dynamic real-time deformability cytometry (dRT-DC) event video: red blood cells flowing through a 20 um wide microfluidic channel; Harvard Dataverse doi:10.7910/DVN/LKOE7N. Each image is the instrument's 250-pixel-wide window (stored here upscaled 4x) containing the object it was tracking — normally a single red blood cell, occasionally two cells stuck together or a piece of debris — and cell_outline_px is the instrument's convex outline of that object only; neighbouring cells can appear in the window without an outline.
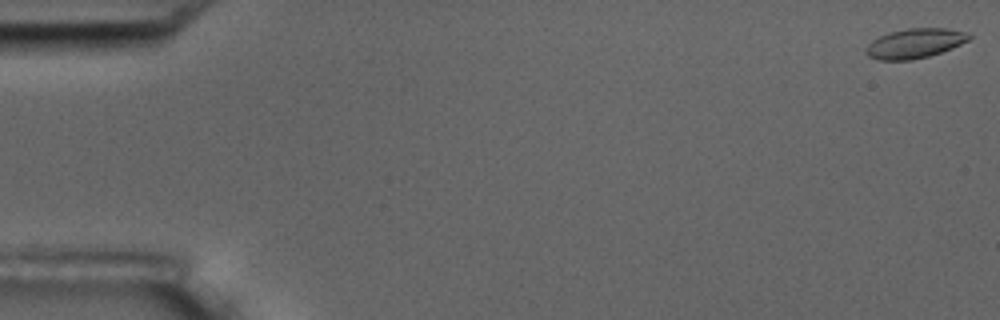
{"species": "common noctule bat (a hibernating species)", "species_latin": "Nyctalus noctula", "temperature_condition": "room temperature", "stored_images_in_passage": 5, "camera_frame_rate_fps": 3000, "um_per_image_px": 0.085, "animal": {"sex": "male", "body_mass_g": 17.5, "forearm_length_mm": 52.3}, "frame": {"image": 1, "passage_image": 1, "time_ms": 0.0, "image_size_px": [1000, 320], "cell_outline_px": [[972, 36], [968, 40], [952, 48], [928, 56], [912, 60], [880, 60], [868, 56], [864, 52], [864, 48], [872, 40], [888, 32], [908, 28], [944, 28], [964, 32]], "centroid_in_image_um": [77.7, 3.69], "position_along_channel_um": 7.3, "area_um2": 17.74}}
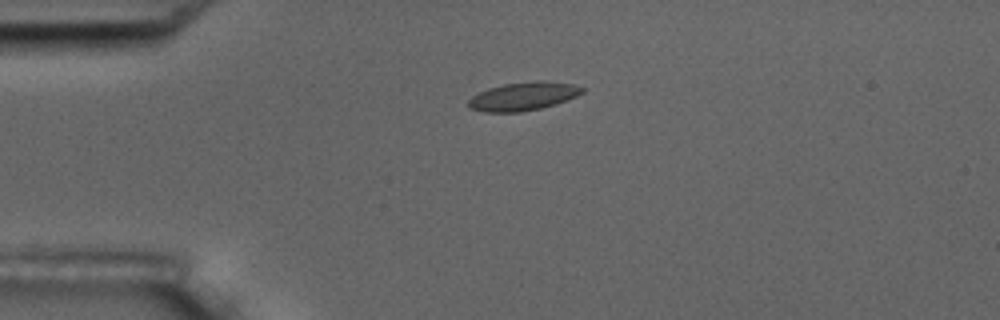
{"frame": {"image": 2, "passage_image": 4, "time_ms": 4.333, "image_size_px": [1000, 320], "cell_outline_px": [[584, 92], [576, 96], [556, 104], [540, 108], [520, 112], [484, 112], [468, 108], [468, 100], [472, 96], [488, 88], [504, 84], [540, 80], [544, 80], [572, 84], [584, 88]], "centroid_in_image_um": [44.46, 8.19], "position_along_channel_um": 40.5, "area_um2": 18.79}}